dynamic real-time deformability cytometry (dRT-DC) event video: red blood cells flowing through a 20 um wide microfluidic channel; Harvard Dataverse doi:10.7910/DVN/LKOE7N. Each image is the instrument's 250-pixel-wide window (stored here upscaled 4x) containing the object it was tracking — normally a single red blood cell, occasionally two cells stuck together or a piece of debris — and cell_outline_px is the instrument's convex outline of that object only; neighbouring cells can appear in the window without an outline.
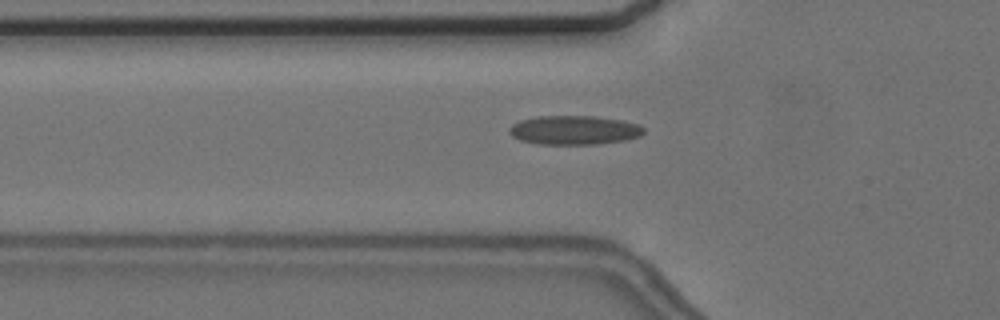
{"species": "common noctule bat (a hibernating species)", "species_latin": "Nyctalus noctula", "temperature_condition": "cold", "stored_images_in_passage": 39, "camera_frame_rate_fps": 3000, "um_per_image_px": 0.085, "animal": {"sex": "female", "body_mass_g": 24.6, "forearm_length_mm": 56.2}, "frame": {"image": 1, "passage_image": 2, "time_ms": 0.333, "image_size_px": [1000, 320], "cell_outline_px": [[644, 132], [640, 136], [624, 140], [596, 144], [540, 144], [520, 140], [512, 136], [508, 132], [508, 128], [512, 124], [520, 120], [536, 116], [596, 116], [620, 120], [640, 124], [644, 128]], "centroid_in_image_um": [48.78, 11.05], "position_along_channel_um": 77.0, "area_um2": 22.83}}
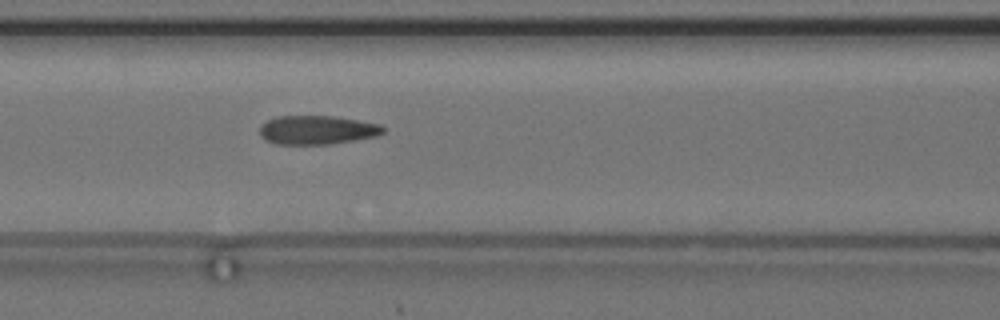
{"frame": {"image": 2, "passage_image": 7, "time_ms": 2.0, "image_size_px": [1000, 320], "cell_outline_px": [[388, 128], [384, 132], [376, 136], [328, 144], [276, 144], [264, 140], [260, 136], [260, 124], [276, 116], [332, 116], [380, 124]], "centroid_in_image_um": [26.92, 11.04], "position_along_channel_um": 139.7, "area_um2": 20.75}}
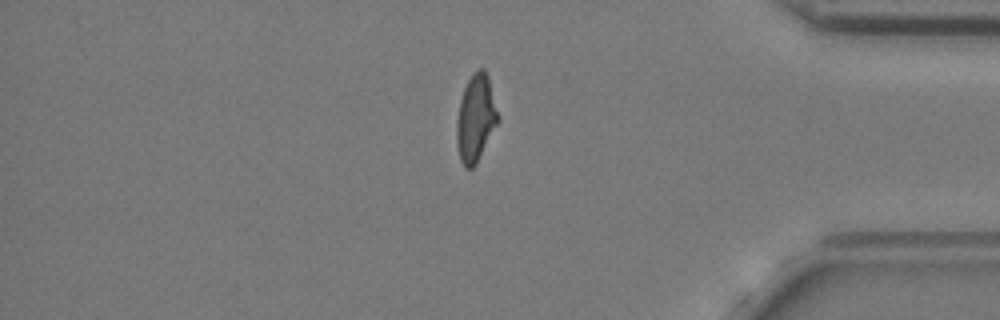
{"frame": {"image": 3, "passage_image": 30, "time_ms": 9.667, "image_size_px": [1000, 320], "cell_outline_px": [[500, 120], [476, 164], [472, 168], [464, 168], [460, 160], [456, 144], [456, 120], [460, 100], [464, 88], [468, 80], [480, 68], [484, 68], [488, 76], [500, 116]], "centroid_in_image_um": [40.44, 10.08], "position_along_channel_um": 394.8, "area_um2": 21.15}, "authors_computed_cell_mechanics": {"area_um2": 20.8658, "velocity_mm_per_s": 3.6942, "shape_relaxation_time_tau1_ms": null, "shape_relaxation_time_tau2_ms": 2.2449, "deformation_change_tau1": null, "deformation_change_tau2": 0.0988}}